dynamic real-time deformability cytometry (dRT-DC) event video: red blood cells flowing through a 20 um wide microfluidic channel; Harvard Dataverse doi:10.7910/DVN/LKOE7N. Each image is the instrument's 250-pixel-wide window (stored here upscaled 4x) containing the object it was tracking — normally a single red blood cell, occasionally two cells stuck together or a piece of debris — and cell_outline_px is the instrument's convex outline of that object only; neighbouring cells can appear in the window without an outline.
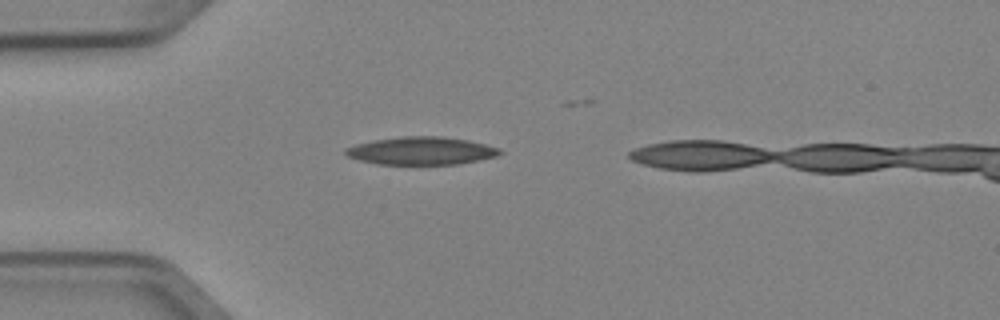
{"species": "Egyptian fruit bat (a non-hibernating species)", "species_latin": "Rousettus aegyptiacus", "temperature_condition": "cold", "stored_images_in_passage": 3, "camera_frame_rate_fps": 3000, "um_per_image_px": 0.085, "animal": {"sex": "female"}, "frame": {"image": 1, "passage_image": 3, "time_ms": 0.667, "image_size_px": [1000, 320], "cell_outline_px": [[504, 152], [496, 156], [480, 160], [456, 164], [376, 164], [360, 160], [348, 156], [344, 152], [344, 148], [356, 144], [372, 140], [404, 136], [440, 136], [468, 140], [500, 148]], "centroid_in_image_um": [35.81, 12.81], "position_along_channel_um": 49.2, "area_um2": 25.03}}